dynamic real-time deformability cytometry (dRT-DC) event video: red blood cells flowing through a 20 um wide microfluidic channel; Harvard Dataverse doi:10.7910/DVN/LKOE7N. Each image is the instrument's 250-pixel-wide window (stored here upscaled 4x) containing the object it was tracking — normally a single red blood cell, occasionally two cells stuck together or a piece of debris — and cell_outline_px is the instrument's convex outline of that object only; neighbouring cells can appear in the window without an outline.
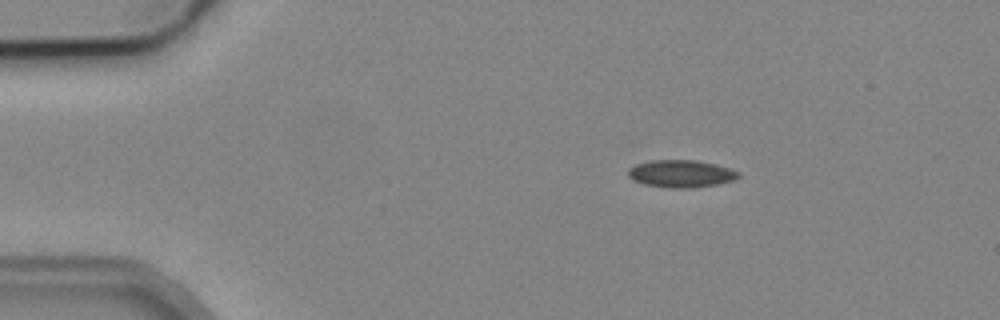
{"species": "common noctule bat (a hibernating species)", "species_latin": "Nyctalus noctula", "temperature_condition": "cold", "stored_images_in_passage": 5, "segment_of_instrument_passage": [1, 2], "camera_frame_rate_fps": 3000, "um_per_image_px": 0.085, "animal": {"sex": "male", "body_mass_g": 19.2, "forearm_length_mm": 51.8}, "frame": {"image": 1, "passage_image": 2, "time_ms": 1.0, "image_size_px": [1000, 320], "cell_outline_px": [[740, 176], [736, 180], [716, 184], [692, 188], [668, 188], [644, 184], [632, 180], [628, 176], [628, 168], [636, 164], [652, 160], [696, 160], [716, 164], [740, 172]], "centroid_in_image_um": [57.88, 14.76], "position_along_channel_um": 27.1, "area_um2": 17.74}}